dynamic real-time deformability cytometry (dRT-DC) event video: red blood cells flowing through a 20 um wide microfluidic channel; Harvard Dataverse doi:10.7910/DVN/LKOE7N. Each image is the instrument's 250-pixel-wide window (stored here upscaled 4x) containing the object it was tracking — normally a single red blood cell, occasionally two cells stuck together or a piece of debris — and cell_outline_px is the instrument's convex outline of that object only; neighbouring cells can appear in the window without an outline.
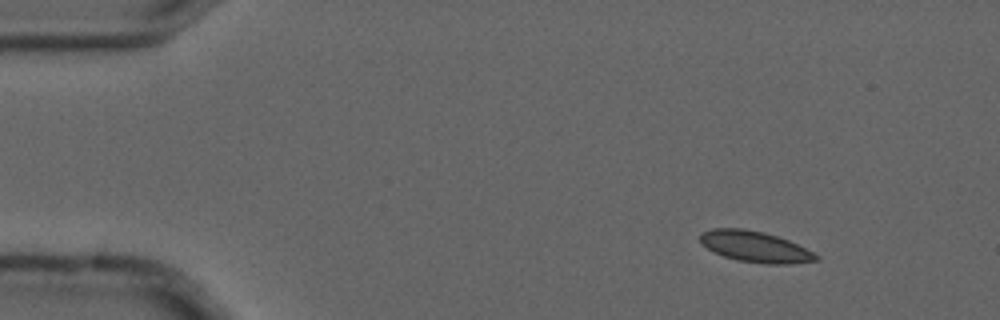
{"species": "common noctule bat (a hibernating species)", "species_latin": "Nyctalus noctula", "temperature_condition": "cold", "stored_images_in_passage": 4, "camera_frame_rate_fps": 3000, "um_per_image_px": 0.085, "animal": {"sex": "male", "forearm_length_mm": 52.5}, "frame": {"image": 1, "passage_image": 1, "time_ms": 0.0, "image_size_px": [1000, 320], "cell_outline_px": [[820, 260], [792, 264], [764, 264], [736, 260], [724, 256], [708, 248], [700, 240], [700, 236], [704, 232], [712, 228], [744, 228], [764, 232], [788, 240], [820, 256]], "centroid_in_image_um": [64.22, 20.98], "position_along_channel_um": 20.8, "area_um2": 20.75}}
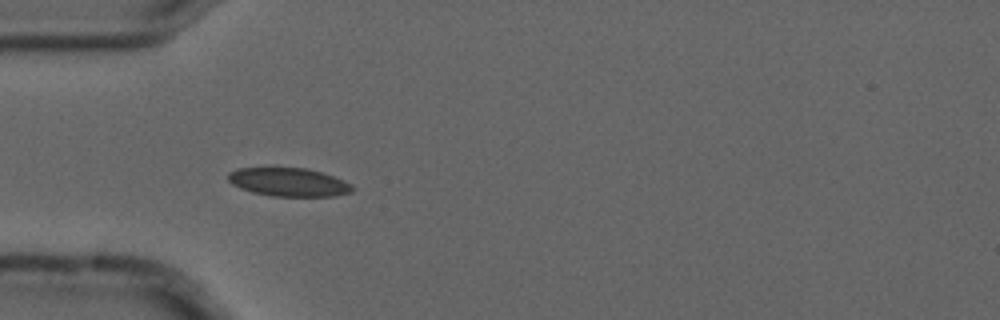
{"frame": {"image": 2, "passage_image": 3, "time_ms": 0.667, "image_size_px": [1000, 320], "cell_outline_px": [[352, 192], [336, 196], [272, 196], [252, 192], [240, 188], [232, 184], [228, 180], [228, 172], [236, 168], [304, 168], [320, 172], [344, 180], [352, 184]], "centroid_in_image_um": [24.52, 15.48], "position_along_channel_um": 60.5, "area_um2": 20.52}}
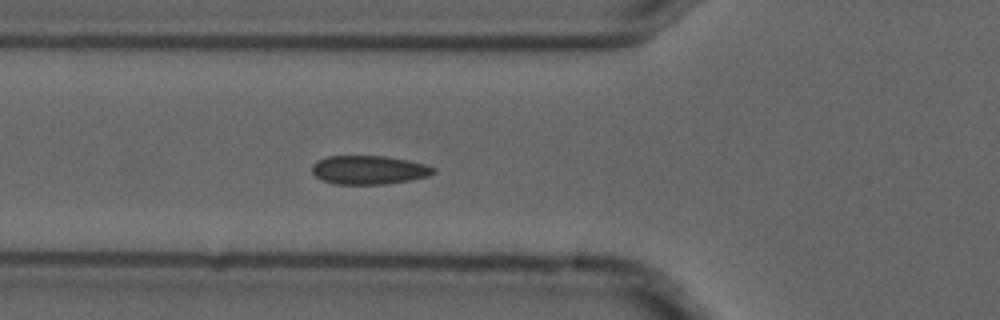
{"frame": {"image": 3, "passage_image": 4, "time_ms": 1.0, "image_size_px": [1000, 320], "cell_outline_px": [[436, 172], [428, 176], [412, 180], [384, 184], [336, 184], [320, 180], [312, 172], [312, 164], [316, 160], [328, 156], [384, 156], [408, 160], [424, 164], [436, 168]], "centroid_in_image_um": [31.34, 14.44], "position_along_channel_um": 94.5, "area_um2": 20.46}}